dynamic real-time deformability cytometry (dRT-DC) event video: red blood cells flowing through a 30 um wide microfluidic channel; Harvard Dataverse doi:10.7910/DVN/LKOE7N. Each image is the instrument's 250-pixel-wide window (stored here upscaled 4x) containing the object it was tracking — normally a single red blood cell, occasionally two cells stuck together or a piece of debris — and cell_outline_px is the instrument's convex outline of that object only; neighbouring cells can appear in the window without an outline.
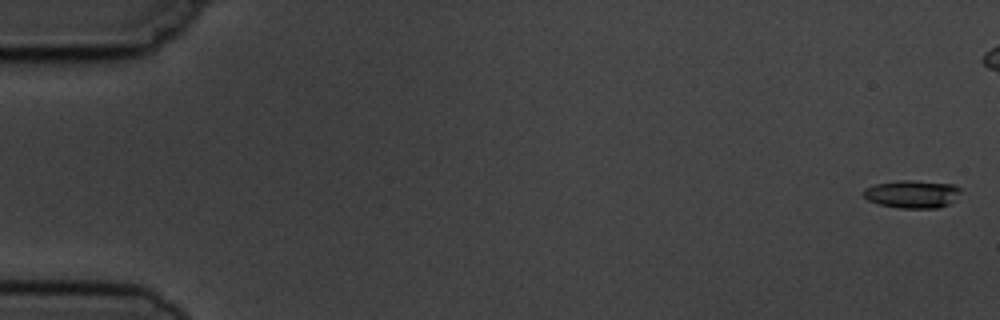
{"species": "common noctule bat (a hibernating species)", "species_latin": "Nyctalus noctula", "temperature_condition": "cold", "stored_images_in_passage": 2, "camera_frame_rate_fps": 3000, "um_per_image_px": 0.085, "animal": {"sex": "male", "body_mass_g": 19.5, "forearm_length_mm": 54.6}, "frame": {"image": 1, "passage_image": 1, "time_ms": 0.0, "image_size_px": [1000, 320], "cell_outline_px": [[960, 192], [948, 204], [936, 208], [900, 208], [880, 204], [868, 200], [860, 192], [864, 188], [876, 184], [900, 180], [912, 180], [952, 184], [960, 188]], "centroid_in_image_um": [77.48, 16.49], "position_along_channel_um": 7.5, "area_um2": 15.61}}